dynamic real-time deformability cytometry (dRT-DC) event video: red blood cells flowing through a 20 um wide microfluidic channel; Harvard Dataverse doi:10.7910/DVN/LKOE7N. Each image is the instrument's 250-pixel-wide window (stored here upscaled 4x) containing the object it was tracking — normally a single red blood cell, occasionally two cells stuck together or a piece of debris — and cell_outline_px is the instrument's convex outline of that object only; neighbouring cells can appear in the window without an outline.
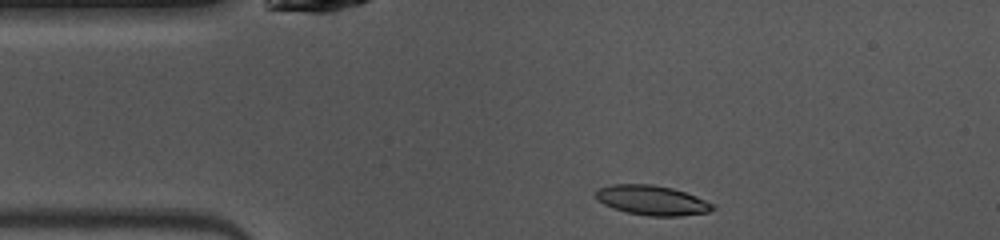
{"species": "common noctule bat (a hibernating species)", "species_latin": "Nyctalus noctula", "temperature_condition": "warm", "stored_images_in_passage": 41, "camera_frame_rate_fps": 3000, "um_per_image_px": 0.085, "animal": {"sex": "female", "body_mass_g": 10.0, "forearm_length_mm": 53.1}, "frame": {"image": 1, "passage_image": 1, "time_ms": 0.0, "image_size_px": [1000, 240], "cell_outline_px": [[716, 208], [708, 212], [680, 216], [648, 216], [628, 212], [612, 208], [596, 200], [596, 188], [612, 184], [652, 184], [672, 188], [696, 196], [716, 204]], "centroid_in_image_um": [55.42, 17.02], "position_along_channel_um": 29.6, "area_um2": 20.4}}
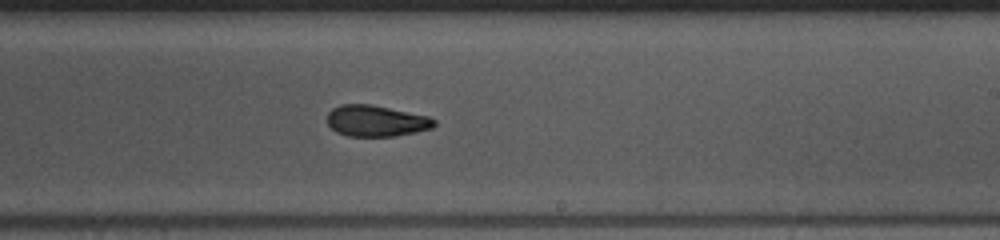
{"frame": {"image": 2, "passage_image": 20, "time_ms": 6.333, "image_size_px": [1000, 240], "cell_outline_px": [[436, 124], [432, 128], [416, 132], [396, 136], [348, 136], [336, 132], [328, 124], [328, 112], [332, 108], [340, 104], [372, 104], [428, 116], [436, 120]], "centroid_in_image_um": [31.97, 10.27], "position_along_channel_um": 257.0, "area_um2": 19.54}}
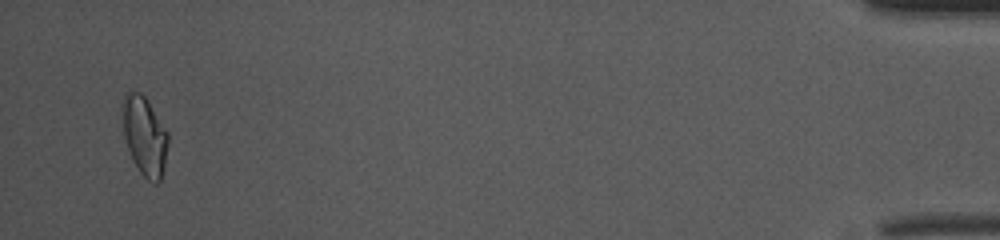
{"frame": {"image": 3, "passage_image": 39, "time_ms": 12.667, "image_size_px": [1000, 240], "cell_outline_px": [[168, 144], [164, 168], [160, 180], [156, 184], [148, 180], [140, 172], [128, 148], [124, 136], [120, 108], [120, 104], [124, 96], [128, 92], [140, 92], [148, 100], [168, 132]], "centroid_in_image_um": [12.28, 11.51], "position_along_channel_um": 422.9, "area_um2": 21.1}, "authors_computed_cell_mechanics": {"area_um2": 20.1144, "velocity_mm_per_s": 4.0755, "shape_relaxation_time_tau1_ms": 4.1677, "shape_relaxation_time_tau2_ms": 3.2985, "deformation_change_tau1": 0.1334, "deformation_change_tau2": 0.0968}}